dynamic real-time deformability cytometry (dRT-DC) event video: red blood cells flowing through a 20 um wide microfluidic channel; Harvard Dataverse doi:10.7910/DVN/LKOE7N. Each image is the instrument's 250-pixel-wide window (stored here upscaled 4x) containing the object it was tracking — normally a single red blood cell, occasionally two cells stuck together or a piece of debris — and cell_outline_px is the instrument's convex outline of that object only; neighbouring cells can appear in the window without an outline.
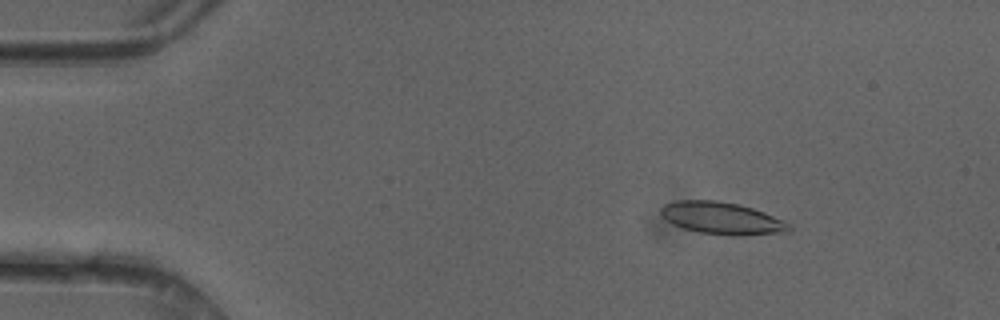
{"species": "common noctule bat (a hibernating species)", "species_latin": "Nyctalus noctula", "temperature_condition": "cold", "stored_images_in_passage": 49, "camera_frame_rate_fps": 3000, "um_per_image_px": 0.085, "animal": {"sex": "female"}, "frame": {"image": 1, "passage_image": 7, "time_ms": 2.0, "image_size_px": [1000, 320], "cell_outline_px": [[792, 228], [788, 232], [740, 236], [736, 236], [700, 232], [684, 228], [668, 220], [660, 212], [660, 208], [664, 204], [676, 200], [716, 200], [736, 204], [752, 208], [764, 212], [784, 220], [792, 224]], "centroid_in_image_um": [61.42, 18.55], "position_along_channel_um": 23.6, "area_um2": 23.93}}
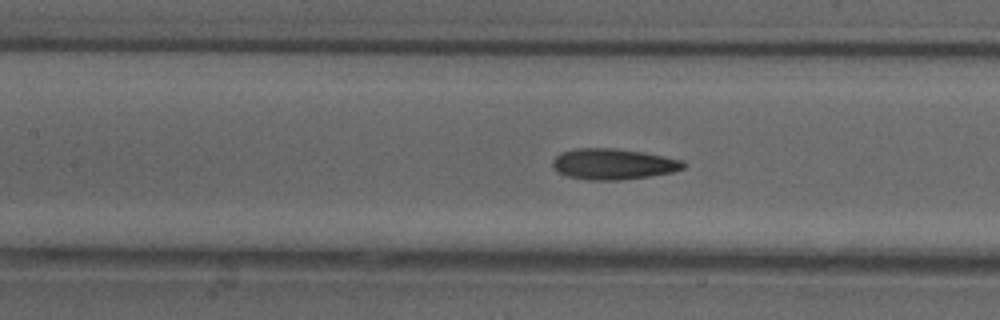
{"frame": {"image": 2, "passage_image": 22, "time_ms": 7.0, "image_size_px": [1000, 320], "cell_outline_px": [[688, 164], [684, 168], [672, 172], [652, 176], [620, 180], [588, 180], [568, 176], [556, 172], [552, 164], [552, 160], [560, 152], [576, 148], [612, 148], [644, 152], [684, 160]], "centroid_in_image_um": [52.14, 13.94], "position_along_channel_um": 155.3, "area_um2": 23.81}}
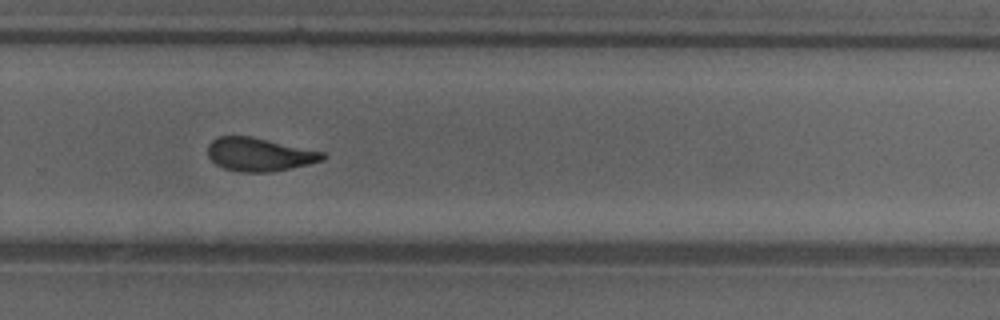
{"frame": {"image": 3, "passage_image": 33, "time_ms": 10.667, "image_size_px": [1000, 320], "cell_outline_px": [[328, 156], [324, 160], [308, 164], [272, 172], [240, 172], [224, 168], [216, 164], [208, 156], [208, 144], [212, 140], [220, 136], [252, 136], [324, 152]], "centroid_in_image_um": [22.05, 13.13], "position_along_channel_um": 307.7, "area_um2": 22.37}, "authors_computed_cell_mechanics": {"area_um2": 22.9466, "velocity_mm_per_s": 4.1731, "shape_relaxation_time_tau1_ms": null, "shape_relaxation_time_tau2_ms": 2.1334, "deformation_change_tau1": null, "deformation_change_tau2": 0.0956}}